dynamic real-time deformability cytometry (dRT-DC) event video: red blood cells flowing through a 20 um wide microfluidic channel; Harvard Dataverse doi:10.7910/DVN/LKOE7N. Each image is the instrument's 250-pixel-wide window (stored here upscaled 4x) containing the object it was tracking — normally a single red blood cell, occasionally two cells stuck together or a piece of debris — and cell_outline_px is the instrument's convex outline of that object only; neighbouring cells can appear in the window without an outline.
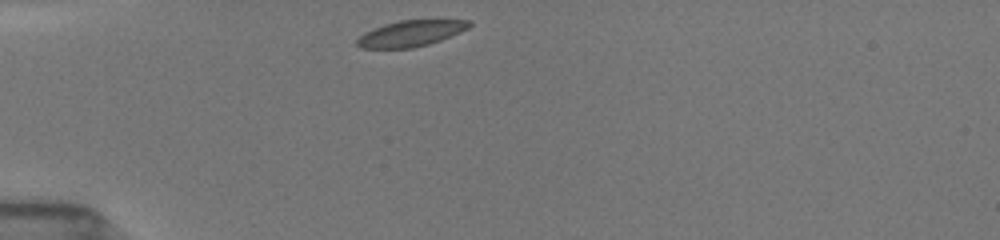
{"species": "common noctule bat (a hibernating species)", "species_latin": "Nyctalus noctula", "temperature_condition": "room temperature", "stored_images_in_passage": 11, "camera_frame_rate_fps": 3000, "um_per_image_px": 0.085, "animal": {"sex": "female", "body_mass_g": 19.5, "forearm_length_mm": 54.1}, "frame": {"image": 1, "passage_image": 1, "time_ms": 0.0, "image_size_px": [1000, 240], "cell_outline_px": [[472, 24], [468, 28], [460, 32], [440, 40], [428, 44], [412, 48], [360, 48], [356, 44], [356, 40], [364, 32], [372, 28], [384, 24], [400, 20], [472, 20]], "centroid_in_image_um": [34.89, 2.84], "position_along_channel_um": 50.1, "area_um2": 16.99}}
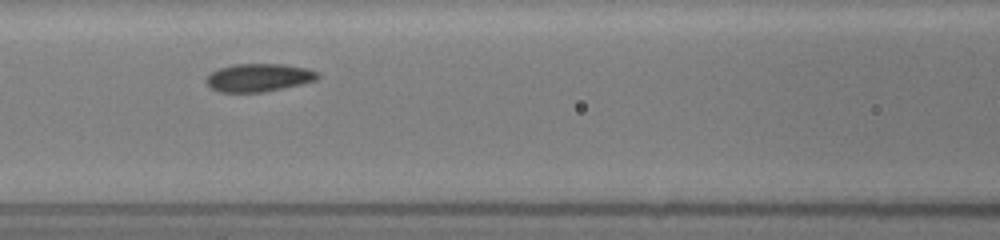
{"frame": {"image": 2, "passage_image": 7, "time_ms": 3.0, "image_size_px": [1000, 240], "cell_outline_px": [[320, 76], [316, 80], [284, 88], [264, 92], [220, 92], [212, 88], [204, 80], [212, 72], [220, 68], [236, 64], [284, 64], [304, 68], [320, 72]], "centroid_in_image_um": [22.01, 6.6], "position_along_channel_um": 144.6, "area_um2": 18.09}}
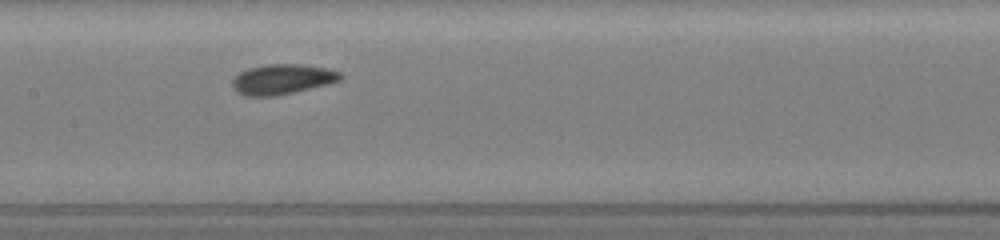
{"frame": {"image": 3, "passage_image": 8, "time_ms": 4.0, "image_size_px": [1000, 240], "cell_outline_px": [[344, 76], [340, 80], [328, 84], [276, 96], [244, 96], [236, 92], [232, 88], [232, 80], [240, 72], [248, 68], [264, 64], [300, 64], [324, 68], [340, 72]], "centroid_in_image_um": [23.96, 6.74], "position_along_channel_um": 183.4, "area_um2": 19.02}}